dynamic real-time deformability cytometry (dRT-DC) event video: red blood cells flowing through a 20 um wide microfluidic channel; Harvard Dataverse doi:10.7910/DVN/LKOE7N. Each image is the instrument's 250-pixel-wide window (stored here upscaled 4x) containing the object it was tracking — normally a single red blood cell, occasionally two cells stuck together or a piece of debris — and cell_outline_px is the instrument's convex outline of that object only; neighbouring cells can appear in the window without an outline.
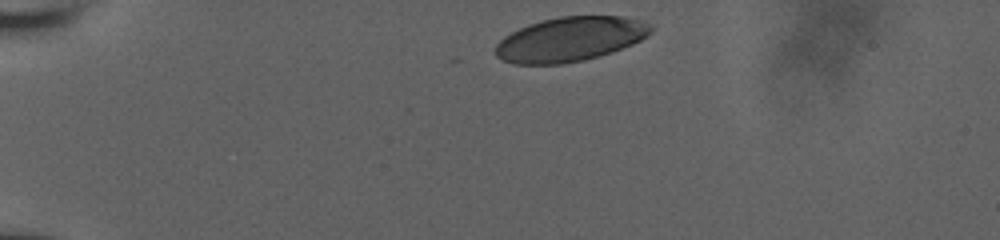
{"species": "human", "species_latin": "Homo sapiens", "temperature_condition": "room temperature", "stored_images_in_passage": 42, "camera_frame_rate_fps": 3000, "um_per_image_px": 0.085, "donor": {"sex": "male"}, "frame": {"image": 1, "passage_image": 1, "time_ms": 0.0, "image_size_px": [1000, 240], "cell_outline_px": [[652, 32], [640, 40], [632, 44], [612, 52], [600, 56], [584, 60], [560, 64], [512, 64], [496, 56], [496, 44], [504, 36], [528, 24], [560, 16], [624, 16], [644, 20], [652, 28]], "centroid_in_image_um": [48.48, 3.33], "position_along_channel_um": 36.5, "area_um2": 40.23}}
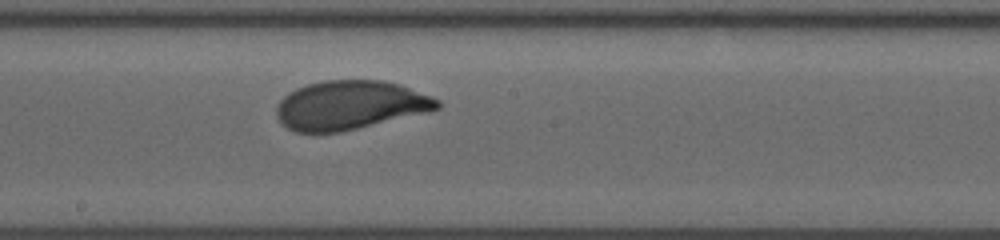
{"frame": {"image": 2, "passage_image": 21, "time_ms": 6.667, "image_size_px": [1000, 240], "cell_outline_px": [[440, 108], [424, 112], [340, 132], [296, 132], [288, 128], [276, 116], [276, 108], [280, 100], [288, 92], [296, 88], [308, 84], [324, 80], [384, 80], [400, 84], [432, 96], [440, 100]], "centroid_in_image_um": [29.73, 8.92], "position_along_channel_um": 218.5, "area_um2": 45.49}}
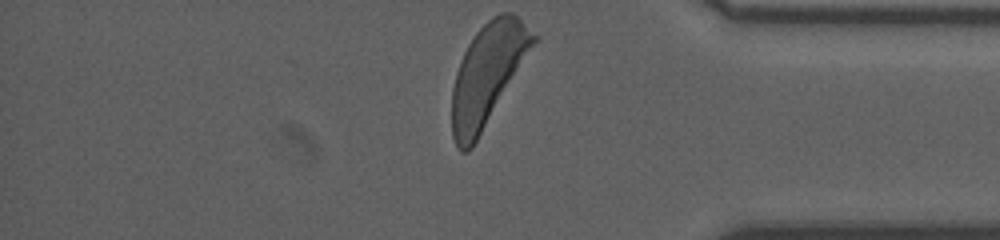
{"frame": {"image": 3, "passage_image": 42, "time_ms": 11.667, "image_size_px": [1000, 240], "cell_outline_px": [[540, 36], [472, 148], [468, 152], [460, 152], [452, 136], [452, 88], [456, 72], [460, 60], [468, 44], [476, 32], [492, 16], [500, 12], [512, 12]], "centroid_in_image_um": [41.45, 6.31], "position_along_channel_um": 393.7, "area_um2": 47.74}, "authors_computed_cell_mechanics": {"area_um2": 45.373, "velocity_mm_per_s": 3.7945, "shape_relaxation_time_tau1_ms": 2.4678, "shape_relaxation_time_tau2_ms": null, "deformation_change_tau1": 0.1469, "deformation_change_tau2": null}}